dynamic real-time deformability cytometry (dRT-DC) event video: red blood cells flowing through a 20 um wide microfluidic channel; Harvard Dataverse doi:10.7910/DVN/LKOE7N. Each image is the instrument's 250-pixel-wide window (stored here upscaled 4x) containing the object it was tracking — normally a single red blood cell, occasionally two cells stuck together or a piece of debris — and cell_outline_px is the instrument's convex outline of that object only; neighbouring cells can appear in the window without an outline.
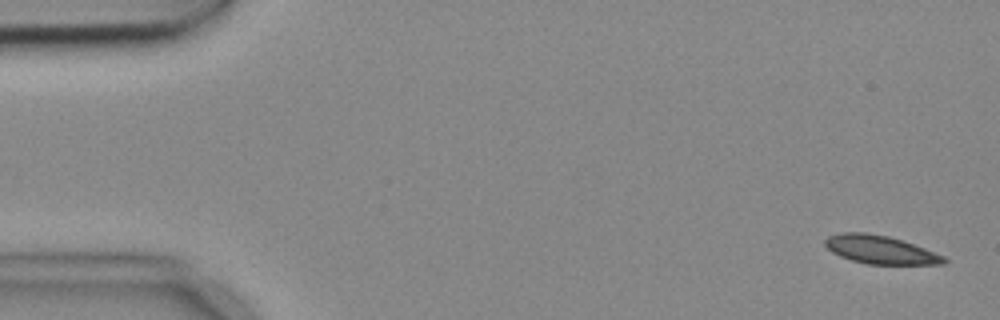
{"species": "common noctule bat (a hibernating species)", "species_latin": "Nyctalus noctula", "temperature_condition": "cold", "stored_images_in_passage": 5, "camera_frame_rate_fps": 3000, "um_per_image_px": 0.085, "animal": {"sex": "female", "body_mass_g": 18.4}, "frame": {"image": 1, "passage_image": 1, "time_ms": 0.0, "image_size_px": [1000, 320], "cell_outline_px": [[948, 260], [944, 264], [868, 264], [852, 260], [840, 256], [832, 252], [824, 244], [824, 240], [828, 236], [844, 232], [864, 232], [888, 236], [924, 248], [944, 256]], "centroid_in_image_um": [74.8, 21.22], "position_along_channel_um": 10.2, "area_um2": 19.36}}
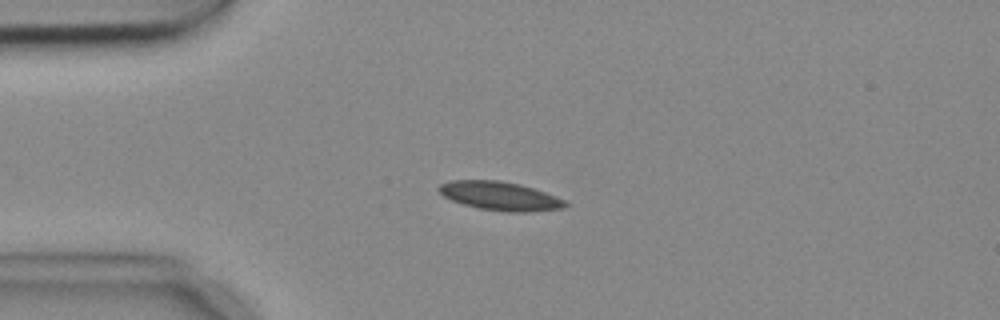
{"frame": {"image": 2, "passage_image": 4, "time_ms": 1.0, "image_size_px": [1000, 320], "cell_outline_px": [[572, 204], [564, 208], [528, 212], [504, 212], [480, 208], [464, 204], [452, 200], [444, 196], [436, 188], [440, 184], [452, 180], [500, 180], [520, 184], [556, 196]], "centroid_in_image_um": [42.53, 16.66], "position_along_channel_um": 42.5, "area_um2": 21.15}}